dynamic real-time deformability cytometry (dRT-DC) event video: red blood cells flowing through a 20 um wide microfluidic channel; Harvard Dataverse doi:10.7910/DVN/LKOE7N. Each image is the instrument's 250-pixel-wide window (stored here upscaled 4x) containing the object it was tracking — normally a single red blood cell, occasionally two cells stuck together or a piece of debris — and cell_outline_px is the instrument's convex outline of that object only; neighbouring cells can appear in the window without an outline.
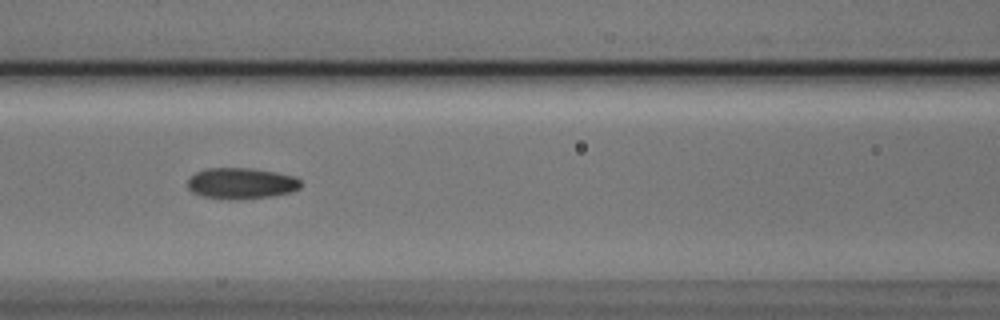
{"species": "Egyptian fruit bat (a non-hibernating species)", "species_latin": "Rousettus aegyptiacus", "temperature_condition": "cold", "stored_images_in_passage": 8, "camera_frame_rate_fps": 3000, "um_per_image_px": 0.085, "animal": {"sex": "male"}, "frame": {"image": 1, "passage_image": 4, "time_ms": 1.0, "image_size_px": [1000, 320], "cell_outline_px": [[300, 188], [292, 192], [272, 196], [232, 200], [228, 200], [200, 196], [192, 192], [188, 188], [188, 180], [196, 172], [204, 168], [252, 168], [276, 172], [296, 176], [300, 180]], "centroid_in_image_um": [20.5, 15.59], "position_along_channel_um": 146.1, "area_um2": 20.75}}
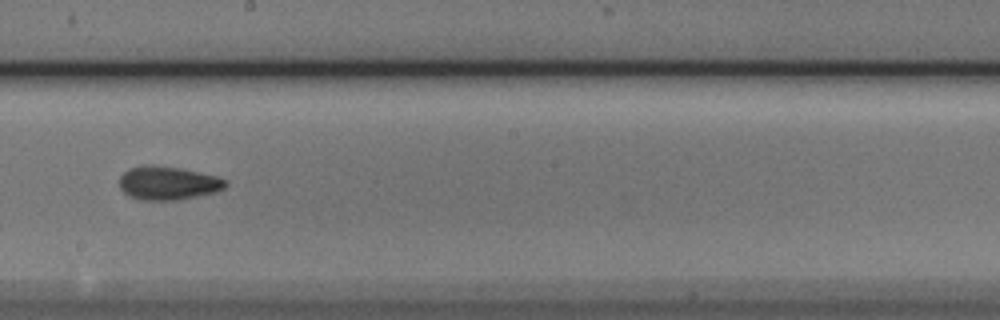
{"frame": {"image": 2, "passage_image": 6, "time_ms": 1.667, "image_size_px": [1000, 320], "cell_outline_px": [[228, 184], [224, 188], [216, 192], [176, 200], [140, 200], [128, 196], [120, 188], [120, 176], [128, 168], [152, 164], [180, 168], [216, 176], [224, 180]], "centroid_in_image_um": [14.24, 15.56], "position_along_channel_um": 234.0, "area_um2": 20.69}}
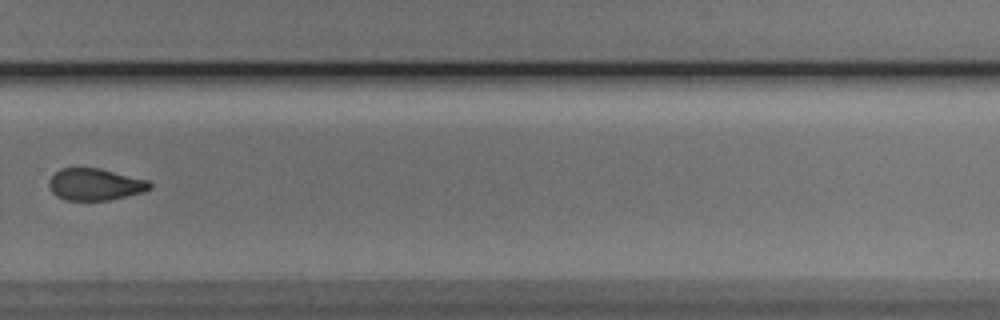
{"frame": {"image": 3, "passage_image": 8, "time_ms": 2.333, "image_size_px": [1000, 320], "cell_outline_px": [[152, 188], [144, 192], [108, 200], [64, 200], [56, 196], [48, 188], [48, 180], [60, 168], [100, 168], [148, 180], [152, 184]], "centroid_in_image_um": [8.07, 15.67], "position_along_channel_um": 321.7, "area_um2": 18.84}}